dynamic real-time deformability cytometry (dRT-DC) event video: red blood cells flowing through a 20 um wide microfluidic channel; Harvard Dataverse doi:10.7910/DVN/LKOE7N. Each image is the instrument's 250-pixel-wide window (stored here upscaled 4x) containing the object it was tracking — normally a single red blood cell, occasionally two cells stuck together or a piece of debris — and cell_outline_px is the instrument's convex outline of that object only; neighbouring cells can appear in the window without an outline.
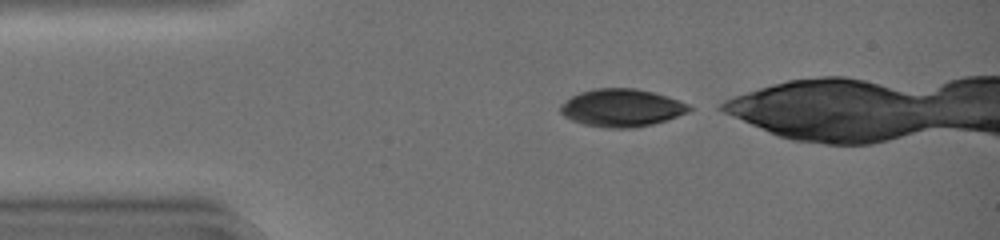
{"species": "common noctule bat (a hibernating species)", "species_latin": "Nyctalus noctula", "temperature_condition": "warm", "stored_images_in_passage": 23, "camera_frame_rate_fps": 3000, "um_per_image_px": 0.085, "animal": {"sex": "female", "body_mass_g": 19.0, "forearm_length_mm": 51.5}, "frame": {"image": 1, "passage_image": 1, "time_ms": 0.0, "image_size_px": [1000, 240], "cell_outline_px": [[692, 108], [688, 112], [668, 120], [636, 128], [608, 128], [584, 124], [572, 120], [564, 116], [560, 112], [560, 104], [572, 96], [580, 92], [596, 88], [636, 88], [652, 92], [688, 104]], "centroid_in_image_um": [52.82, 9.17], "position_along_channel_um": 32.2, "area_um2": 28.15}}
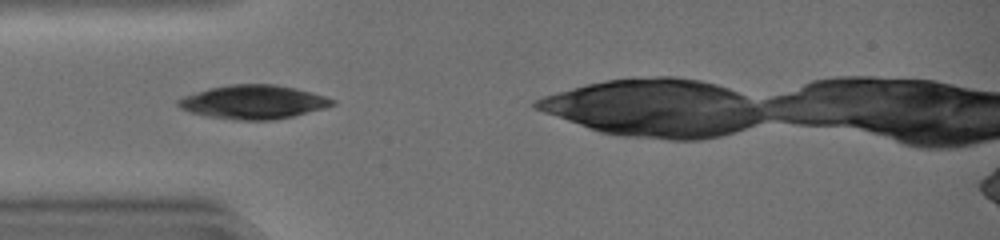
{"frame": {"image": 2, "passage_image": 6, "time_ms": 1.667, "image_size_px": [1000, 240], "cell_outline_px": [[336, 104], [324, 108], [292, 116], [272, 120], [236, 120], [204, 116], [180, 108], [176, 104], [176, 100], [184, 96], [208, 88], [228, 84], [276, 84], [296, 88], [312, 92], [336, 100]], "centroid_in_image_um": [21.52, 8.66], "position_along_channel_um": 63.5, "area_um2": 30.46}}
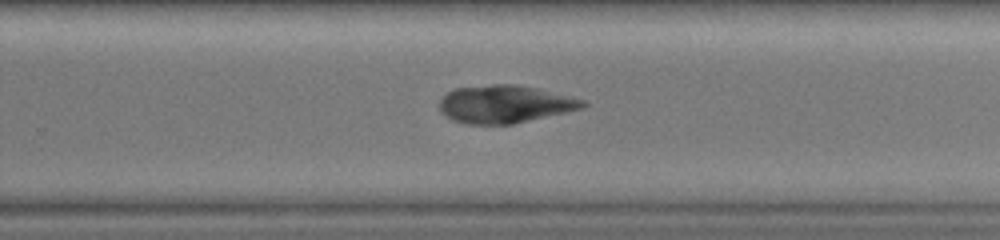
{"frame": {"image": 3, "passage_image": 22, "time_ms": 7.0, "image_size_px": [1000, 240], "cell_outline_px": [[588, 104], [584, 108], [512, 124], [468, 124], [452, 120], [440, 112], [440, 100], [448, 92], [456, 88], [492, 84], [516, 84], [536, 88], [584, 100]], "centroid_in_image_um": [42.9, 8.85], "position_along_channel_um": 286.9, "area_um2": 31.33}}